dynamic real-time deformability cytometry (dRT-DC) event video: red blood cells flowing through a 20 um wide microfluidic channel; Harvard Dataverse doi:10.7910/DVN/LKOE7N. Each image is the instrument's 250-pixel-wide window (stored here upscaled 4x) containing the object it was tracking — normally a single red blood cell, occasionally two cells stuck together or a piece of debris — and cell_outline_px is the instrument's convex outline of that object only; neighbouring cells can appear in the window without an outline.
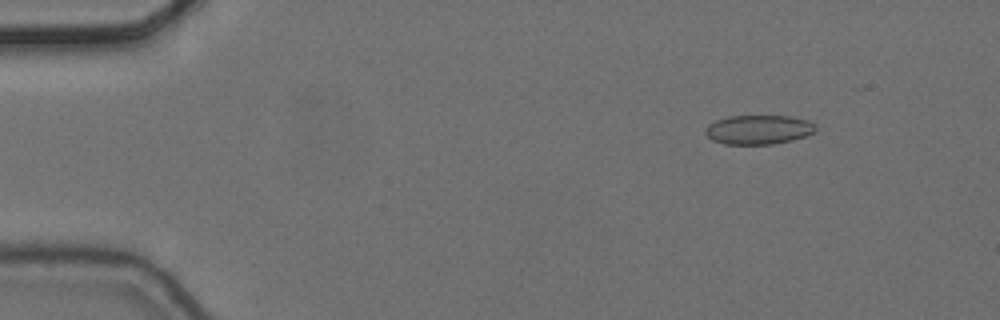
{"species": "common noctule bat (a hibernating species)", "species_latin": "Nyctalus noctula", "temperature_condition": "cold", "stored_images_in_passage": 5, "camera_frame_rate_fps": 3000, "um_per_image_px": 0.085, "animal": {"sex": "female", "body_mass_g": 24.6, "forearm_length_mm": 56.2}, "frame": {"image": 1, "passage_image": 2, "time_ms": 0.333, "image_size_px": [1000, 320], "cell_outline_px": [[816, 128], [812, 132], [804, 136], [792, 140], [772, 144], [724, 144], [712, 140], [704, 132], [704, 128], [708, 124], [716, 120], [728, 116], [788, 116], [808, 120], [816, 124]], "centroid_in_image_um": [64.44, 11.01], "position_along_channel_um": 20.6, "area_um2": 18.79}}
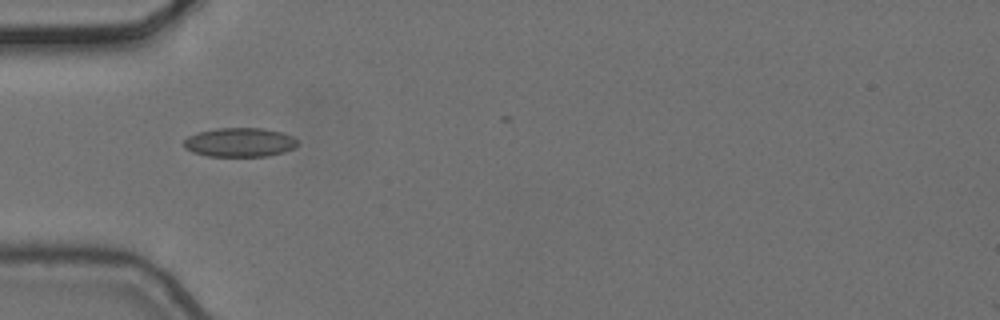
{"frame": {"image": 2, "passage_image": 5, "time_ms": 1.333, "image_size_px": [1000, 320], "cell_outline_px": [[300, 144], [296, 148], [284, 152], [268, 156], [208, 156], [192, 152], [184, 148], [184, 140], [188, 136], [200, 132], [216, 128], [264, 128], [284, 132], [292, 136]], "centroid_in_image_um": [20.42, 12.1], "position_along_channel_um": 64.6, "area_um2": 19.48}}